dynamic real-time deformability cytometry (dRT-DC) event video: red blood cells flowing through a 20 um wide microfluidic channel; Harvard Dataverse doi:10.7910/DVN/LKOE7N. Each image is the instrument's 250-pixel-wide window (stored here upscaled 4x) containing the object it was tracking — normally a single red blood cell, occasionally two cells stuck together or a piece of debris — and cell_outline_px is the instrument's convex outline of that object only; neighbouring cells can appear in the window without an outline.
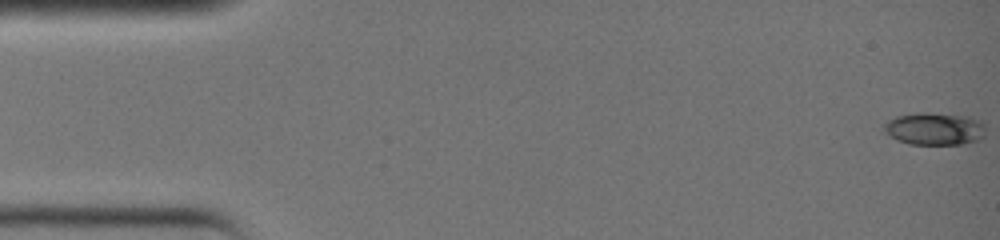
{"species": "common noctule bat (a hibernating species)", "species_latin": "Nyctalus noctula", "temperature_condition": "warm", "stored_images_in_passage": 5, "camera_frame_rate_fps": 3000, "um_per_image_px": 0.085, "animal": {"sex": "female", "body_mass_g": 19.0, "forearm_length_mm": 51.5}, "frame": {"image": 1, "passage_image": 1, "time_ms": 0.0, "image_size_px": [1000, 240], "cell_outline_px": [[980, 140], [964, 144], [908, 144], [896, 140], [884, 128], [884, 124], [896, 116], [956, 116], [972, 120], [980, 124]], "centroid_in_image_um": [79.34, 11.04], "position_along_channel_um": 5.7, "area_um2": 17.22}}